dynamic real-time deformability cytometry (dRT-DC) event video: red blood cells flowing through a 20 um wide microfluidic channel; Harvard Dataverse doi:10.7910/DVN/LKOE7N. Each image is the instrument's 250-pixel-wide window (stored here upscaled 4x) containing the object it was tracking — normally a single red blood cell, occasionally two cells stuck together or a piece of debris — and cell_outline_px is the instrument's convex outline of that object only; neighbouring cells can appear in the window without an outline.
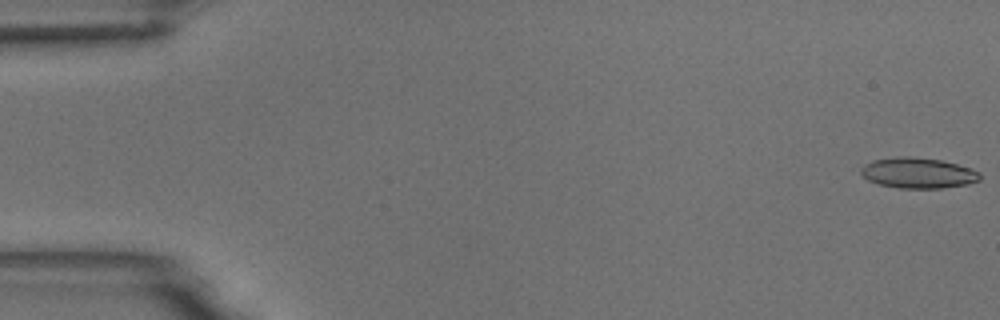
{"species": "common noctule bat (a hibernating species)", "species_latin": "Nyctalus noctula", "temperature_condition": "room temperature", "stored_images_in_passage": 13, "camera_frame_rate_fps": 3000, "um_per_image_px": 0.085, "animal": {"sex": "male", "body_mass_g": 18.8}, "frame": {"image": 1, "passage_image": 1, "time_ms": 0.0, "image_size_px": [1000, 320], "cell_outline_px": [[980, 180], [968, 184], [944, 188], [900, 188], [880, 184], [868, 180], [860, 172], [860, 168], [864, 164], [872, 160], [900, 156], [912, 156], [940, 160], [972, 168], [980, 172]], "centroid_in_image_um": [78.04, 14.7], "position_along_channel_um": 7.0, "area_um2": 21.27}}
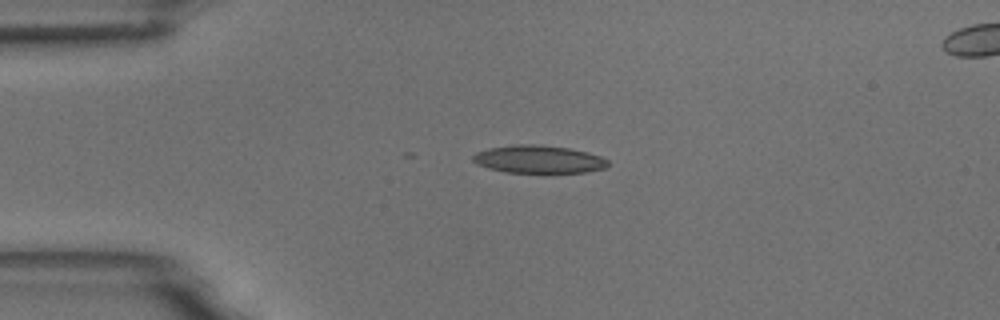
{"frame": {"image": 2, "passage_image": 13, "time_ms": 4.0, "image_size_px": [1000, 320], "cell_outline_px": [[608, 164], [604, 168], [584, 172], [504, 172], [488, 168], [476, 164], [472, 160], [472, 156], [476, 152], [488, 148], [512, 144], [536, 144], [568, 148], [588, 152], [600, 156], [608, 160]], "centroid_in_image_um": [45.73, 13.53], "position_along_channel_um": 39.3, "area_um2": 21.85}}